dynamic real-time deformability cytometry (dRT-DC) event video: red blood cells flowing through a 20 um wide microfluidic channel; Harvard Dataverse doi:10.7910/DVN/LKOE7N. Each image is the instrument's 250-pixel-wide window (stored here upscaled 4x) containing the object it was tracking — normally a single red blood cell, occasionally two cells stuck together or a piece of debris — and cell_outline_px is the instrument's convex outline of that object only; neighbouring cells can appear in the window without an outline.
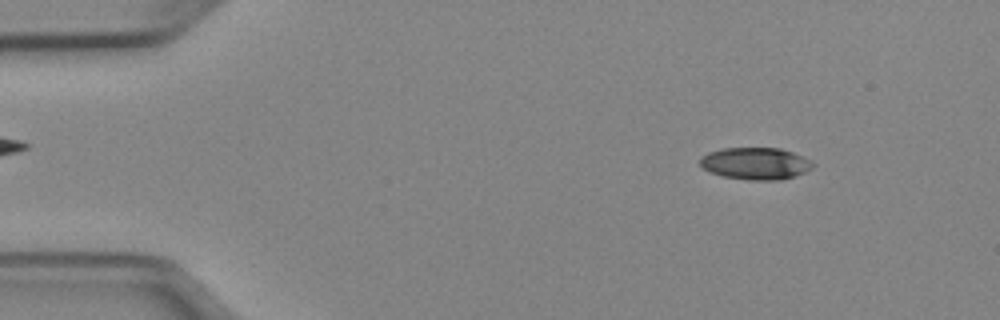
{"species": "Egyptian fruit bat (a non-hibernating species)", "species_latin": "Rousettus aegyptiacus", "temperature_condition": "cold", "stored_images_in_passage": 51, "camera_frame_rate_fps": 3000, "um_per_image_px": 0.085, "animal": {"sex": "female"}, "frame": {"image": 1, "passage_image": 6, "time_ms": 1.667, "image_size_px": [1000, 320], "cell_outline_px": [[816, 164], [812, 168], [796, 176], [780, 180], [748, 180], [724, 176], [712, 172], [704, 168], [700, 164], [700, 156], [708, 152], [724, 148], [780, 148], [792, 152], [812, 160]], "centroid_in_image_um": [64.25, 13.89], "position_along_channel_um": 20.7, "area_um2": 21.1}}
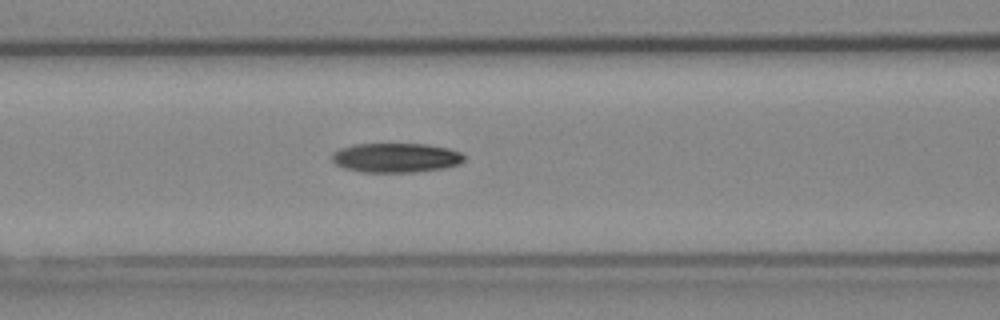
{"frame": {"image": 2, "passage_image": 21, "time_ms": 6.667, "image_size_px": [1000, 320], "cell_outline_px": [[464, 160], [460, 164], [444, 168], [416, 172], [364, 172], [344, 168], [336, 164], [332, 160], [332, 152], [340, 148], [352, 144], [424, 144], [448, 148], [460, 152], [464, 156]], "centroid_in_image_um": [33.64, 13.41], "position_along_channel_um": 133.0, "area_um2": 22.72}}
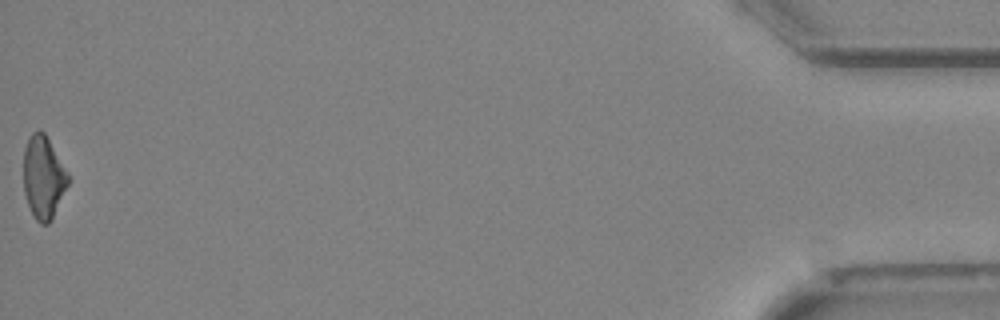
{"frame": {"image": 3, "passage_image": 51, "time_ms": 16.667, "image_size_px": [1000, 320], "cell_outline_px": [[68, 184], [52, 220], [48, 224], [40, 224], [36, 220], [28, 204], [24, 192], [24, 148], [32, 132], [44, 132], [68, 172]], "centroid_in_image_um": [3.69, 15.1], "position_along_channel_um": 431.5, "area_um2": 21.21}, "authors_computed_cell_mechanics": {"area_um2": 22.1374, "velocity_mm_per_s": 3.9616, "shape_relaxation_time_tau1_ms": 5.7784, "shape_relaxation_time_tau2_ms": null, "deformation_change_tau1": 0.1339, "deformation_change_tau2": null}}